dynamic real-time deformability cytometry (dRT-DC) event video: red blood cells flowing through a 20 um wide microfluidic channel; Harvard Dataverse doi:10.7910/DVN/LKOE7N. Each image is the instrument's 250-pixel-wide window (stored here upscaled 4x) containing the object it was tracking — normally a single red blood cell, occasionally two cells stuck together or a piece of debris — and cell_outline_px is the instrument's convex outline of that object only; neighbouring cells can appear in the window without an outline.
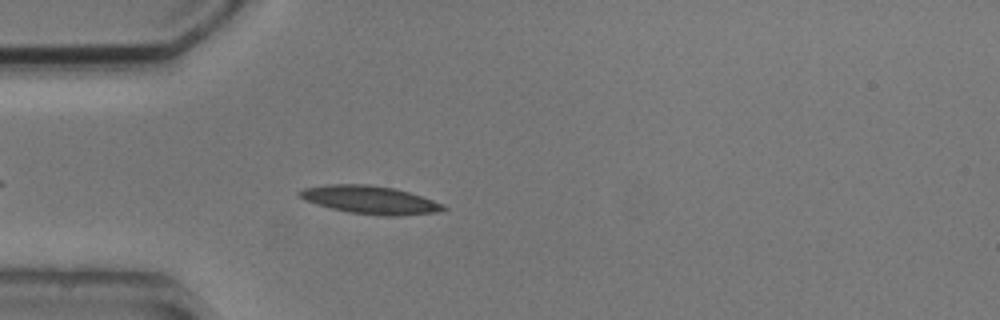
{"species": "common noctule bat (a hibernating species)", "species_latin": "Nyctalus noctula", "temperature_condition": "cold", "stored_images_in_passage": 5, "camera_frame_rate_fps": 3000, "um_per_image_px": 0.085, "animal": {"sex": "male", "body_mass_g": 20.5, "forearm_length_mm": 52.5}, "frame": {"image": 1, "passage_image": 5, "time_ms": 4.667, "image_size_px": [1000, 320], "cell_outline_px": [[448, 208], [440, 212], [396, 216], [380, 216], [348, 212], [316, 204], [304, 200], [296, 192], [304, 188], [328, 184], [368, 184], [396, 188], [444, 204]], "centroid_in_image_um": [31.46, 16.99], "position_along_channel_um": 53.5, "area_um2": 23.58}}